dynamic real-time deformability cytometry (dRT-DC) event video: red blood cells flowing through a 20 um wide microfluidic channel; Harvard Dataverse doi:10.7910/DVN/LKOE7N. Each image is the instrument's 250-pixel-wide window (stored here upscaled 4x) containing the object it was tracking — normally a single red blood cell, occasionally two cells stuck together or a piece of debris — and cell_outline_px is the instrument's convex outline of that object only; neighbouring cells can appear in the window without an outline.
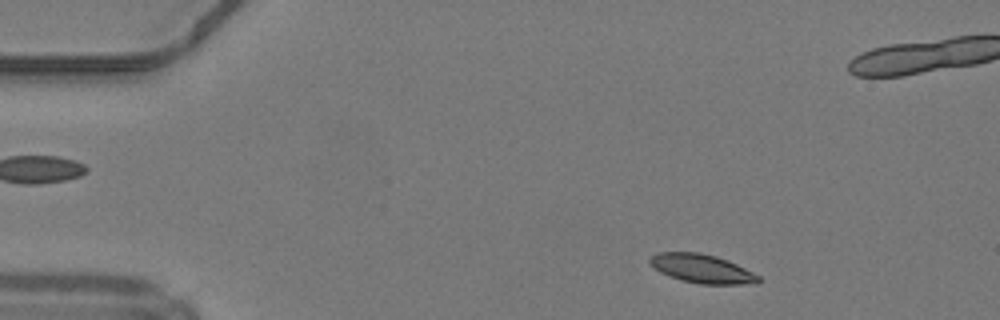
{"species": "common noctule bat (a hibernating species)", "species_latin": "Nyctalus noctula", "temperature_condition": "warm", "stored_images_in_passage": 8, "camera_frame_rate_fps": 3000, "um_per_image_px": 0.085, "animal": {"sex": "male", "body_mass_g": 19.2, "forearm_length_mm": 51.8}, "frame": {"image": 1, "passage_image": 1, "time_ms": 0.0, "image_size_px": [1000, 320], "cell_outline_px": [[760, 280], [756, 284], [700, 284], [680, 280], [660, 272], [648, 260], [656, 252], [700, 252], [716, 256], [728, 260], [760, 276]], "centroid_in_image_um": [59.68, 22.83], "position_along_channel_um": 25.3, "area_um2": 18.15}}